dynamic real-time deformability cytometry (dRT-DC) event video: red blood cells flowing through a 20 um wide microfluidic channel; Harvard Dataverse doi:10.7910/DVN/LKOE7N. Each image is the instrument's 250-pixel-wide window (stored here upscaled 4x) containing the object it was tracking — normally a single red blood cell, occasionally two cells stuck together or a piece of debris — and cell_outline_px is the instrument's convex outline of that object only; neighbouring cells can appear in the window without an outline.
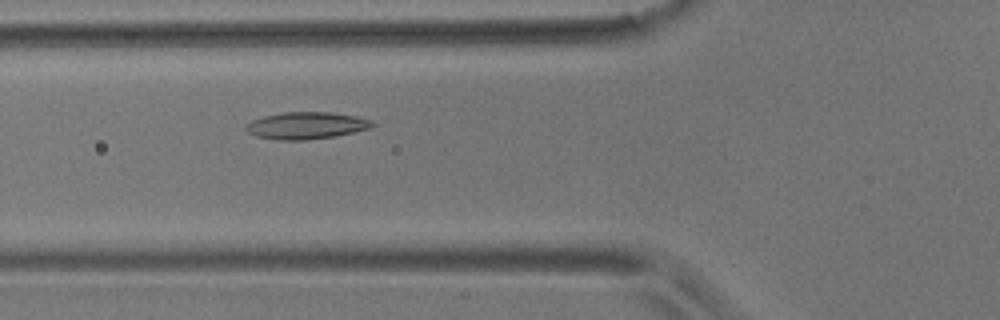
{"species": "common noctule bat (a hibernating species)", "species_latin": "Nyctalus noctula", "temperature_condition": "room temperature", "stored_images_in_passage": 4, "camera_frame_rate_fps": 3000, "um_per_image_px": 0.085, "animal": {"sex": "male", "body_mass_g": 17.9}, "frame": {"image": 1, "passage_image": 4, "time_ms": 4.333, "image_size_px": [1000, 320], "cell_outline_px": [[376, 124], [372, 128], [332, 136], [304, 140], [276, 140], [256, 136], [248, 132], [244, 128], [244, 124], [252, 120], [264, 116], [284, 112], [328, 112], [356, 116], [372, 120]], "centroid_in_image_um": [26.01, 10.66], "position_along_channel_um": 99.8, "area_um2": 19.88}}